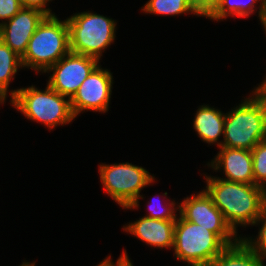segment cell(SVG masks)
<instances>
[{"label": "cell", "mask_w": 266, "mask_h": 266, "mask_svg": "<svg viewBox=\"0 0 266 266\" xmlns=\"http://www.w3.org/2000/svg\"><path fill=\"white\" fill-rule=\"evenodd\" d=\"M98 171L103 190L123 210L138 209L140 198L145 199L142 189L157 181L145 167L129 162L100 163Z\"/></svg>", "instance_id": "5"}, {"label": "cell", "mask_w": 266, "mask_h": 266, "mask_svg": "<svg viewBox=\"0 0 266 266\" xmlns=\"http://www.w3.org/2000/svg\"><path fill=\"white\" fill-rule=\"evenodd\" d=\"M111 258H112L111 255L105 257L104 260H102L96 266H113L116 262H113V260Z\"/></svg>", "instance_id": "27"}, {"label": "cell", "mask_w": 266, "mask_h": 266, "mask_svg": "<svg viewBox=\"0 0 266 266\" xmlns=\"http://www.w3.org/2000/svg\"><path fill=\"white\" fill-rule=\"evenodd\" d=\"M197 108L193 119V129L201 141L210 146L217 145L220 148L222 146L220 138L224 133L226 113L208 104L200 105Z\"/></svg>", "instance_id": "14"}, {"label": "cell", "mask_w": 266, "mask_h": 266, "mask_svg": "<svg viewBox=\"0 0 266 266\" xmlns=\"http://www.w3.org/2000/svg\"><path fill=\"white\" fill-rule=\"evenodd\" d=\"M99 64L100 61L94 57L70 51L44 72L50 73L46 84L59 94L71 99Z\"/></svg>", "instance_id": "9"}, {"label": "cell", "mask_w": 266, "mask_h": 266, "mask_svg": "<svg viewBox=\"0 0 266 266\" xmlns=\"http://www.w3.org/2000/svg\"><path fill=\"white\" fill-rule=\"evenodd\" d=\"M176 220H158L145 216L128 222L122 229L155 249H172Z\"/></svg>", "instance_id": "13"}, {"label": "cell", "mask_w": 266, "mask_h": 266, "mask_svg": "<svg viewBox=\"0 0 266 266\" xmlns=\"http://www.w3.org/2000/svg\"><path fill=\"white\" fill-rule=\"evenodd\" d=\"M53 0H20L22 8H35L41 10L47 16H54L55 13L52 12L51 8L48 7Z\"/></svg>", "instance_id": "23"}, {"label": "cell", "mask_w": 266, "mask_h": 266, "mask_svg": "<svg viewBox=\"0 0 266 266\" xmlns=\"http://www.w3.org/2000/svg\"><path fill=\"white\" fill-rule=\"evenodd\" d=\"M221 147L252 150L266 140V101L253 89L226 113Z\"/></svg>", "instance_id": "3"}, {"label": "cell", "mask_w": 266, "mask_h": 266, "mask_svg": "<svg viewBox=\"0 0 266 266\" xmlns=\"http://www.w3.org/2000/svg\"><path fill=\"white\" fill-rule=\"evenodd\" d=\"M258 227V235L243 236L241 239L264 261H266V205L262 211L261 217L253 224ZM255 237V238H254Z\"/></svg>", "instance_id": "21"}, {"label": "cell", "mask_w": 266, "mask_h": 266, "mask_svg": "<svg viewBox=\"0 0 266 266\" xmlns=\"http://www.w3.org/2000/svg\"><path fill=\"white\" fill-rule=\"evenodd\" d=\"M8 95L0 88V105L4 104Z\"/></svg>", "instance_id": "28"}, {"label": "cell", "mask_w": 266, "mask_h": 266, "mask_svg": "<svg viewBox=\"0 0 266 266\" xmlns=\"http://www.w3.org/2000/svg\"><path fill=\"white\" fill-rule=\"evenodd\" d=\"M261 26L263 27L265 34H266V14H265L263 20L261 21Z\"/></svg>", "instance_id": "30"}, {"label": "cell", "mask_w": 266, "mask_h": 266, "mask_svg": "<svg viewBox=\"0 0 266 266\" xmlns=\"http://www.w3.org/2000/svg\"><path fill=\"white\" fill-rule=\"evenodd\" d=\"M46 16L35 8H21L9 21L0 25V39L22 58L37 26Z\"/></svg>", "instance_id": "11"}, {"label": "cell", "mask_w": 266, "mask_h": 266, "mask_svg": "<svg viewBox=\"0 0 266 266\" xmlns=\"http://www.w3.org/2000/svg\"><path fill=\"white\" fill-rule=\"evenodd\" d=\"M21 8L20 0H0V25L9 21Z\"/></svg>", "instance_id": "22"}, {"label": "cell", "mask_w": 266, "mask_h": 266, "mask_svg": "<svg viewBox=\"0 0 266 266\" xmlns=\"http://www.w3.org/2000/svg\"><path fill=\"white\" fill-rule=\"evenodd\" d=\"M179 215L187 221L203 226L215 233L227 246L235 244L242 236L236 235L203 189L187 196L179 203Z\"/></svg>", "instance_id": "8"}, {"label": "cell", "mask_w": 266, "mask_h": 266, "mask_svg": "<svg viewBox=\"0 0 266 266\" xmlns=\"http://www.w3.org/2000/svg\"><path fill=\"white\" fill-rule=\"evenodd\" d=\"M195 5L205 15L218 0H193Z\"/></svg>", "instance_id": "24"}, {"label": "cell", "mask_w": 266, "mask_h": 266, "mask_svg": "<svg viewBox=\"0 0 266 266\" xmlns=\"http://www.w3.org/2000/svg\"><path fill=\"white\" fill-rule=\"evenodd\" d=\"M98 65L80 85L70 99L71 109L77 118L82 112L106 113L109 111L113 88V73Z\"/></svg>", "instance_id": "10"}, {"label": "cell", "mask_w": 266, "mask_h": 266, "mask_svg": "<svg viewBox=\"0 0 266 266\" xmlns=\"http://www.w3.org/2000/svg\"><path fill=\"white\" fill-rule=\"evenodd\" d=\"M141 11L145 14L178 16V15H196L204 17V14L195 5L193 0H148Z\"/></svg>", "instance_id": "17"}, {"label": "cell", "mask_w": 266, "mask_h": 266, "mask_svg": "<svg viewBox=\"0 0 266 266\" xmlns=\"http://www.w3.org/2000/svg\"><path fill=\"white\" fill-rule=\"evenodd\" d=\"M254 185L266 191V140L259 142L252 150Z\"/></svg>", "instance_id": "20"}, {"label": "cell", "mask_w": 266, "mask_h": 266, "mask_svg": "<svg viewBox=\"0 0 266 266\" xmlns=\"http://www.w3.org/2000/svg\"><path fill=\"white\" fill-rule=\"evenodd\" d=\"M11 107L33 122H40L48 129L71 124L76 118L67 96L59 94L48 84L44 90L31 85L9 91Z\"/></svg>", "instance_id": "2"}, {"label": "cell", "mask_w": 266, "mask_h": 266, "mask_svg": "<svg viewBox=\"0 0 266 266\" xmlns=\"http://www.w3.org/2000/svg\"><path fill=\"white\" fill-rule=\"evenodd\" d=\"M70 51L102 60L103 52L114 43L117 22L92 11L73 13L66 18Z\"/></svg>", "instance_id": "6"}, {"label": "cell", "mask_w": 266, "mask_h": 266, "mask_svg": "<svg viewBox=\"0 0 266 266\" xmlns=\"http://www.w3.org/2000/svg\"><path fill=\"white\" fill-rule=\"evenodd\" d=\"M204 179V190L236 235L238 227L253 226L261 217L266 205V191L262 187L231 182L206 174Z\"/></svg>", "instance_id": "1"}, {"label": "cell", "mask_w": 266, "mask_h": 266, "mask_svg": "<svg viewBox=\"0 0 266 266\" xmlns=\"http://www.w3.org/2000/svg\"><path fill=\"white\" fill-rule=\"evenodd\" d=\"M70 52L69 27L66 19L46 16L37 26L21 58L24 69L43 73Z\"/></svg>", "instance_id": "4"}, {"label": "cell", "mask_w": 266, "mask_h": 266, "mask_svg": "<svg viewBox=\"0 0 266 266\" xmlns=\"http://www.w3.org/2000/svg\"><path fill=\"white\" fill-rule=\"evenodd\" d=\"M23 69L21 57L0 39V88L9 96V85Z\"/></svg>", "instance_id": "18"}, {"label": "cell", "mask_w": 266, "mask_h": 266, "mask_svg": "<svg viewBox=\"0 0 266 266\" xmlns=\"http://www.w3.org/2000/svg\"><path fill=\"white\" fill-rule=\"evenodd\" d=\"M266 101V74L258 86L253 88Z\"/></svg>", "instance_id": "26"}, {"label": "cell", "mask_w": 266, "mask_h": 266, "mask_svg": "<svg viewBox=\"0 0 266 266\" xmlns=\"http://www.w3.org/2000/svg\"><path fill=\"white\" fill-rule=\"evenodd\" d=\"M213 160L207 163L211 170L221 172V179L246 184H254L251 150L220 147ZM219 170V171H218Z\"/></svg>", "instance_id": "12"}, {"label": "cell", "mask_w": 266, "mask_h": 266, "mask_svg": "<svg viewBox=\"0 0 266 266\" xmlns=\"http://www.w3.org/2000/svg\"><path fill=\"white\" fill-rule=\"evenodd\" d=\"M25 262H22V264H20L19 266H36V261L33 262H26V260H24Z\"/></svg>", "instance_id": "29"}, {"label": "cell", "mask_w": 266, "mask_h": 266, "mask_svg": "<svg viewBox=\"0 0 266 266\" xmlns=\"http://www.w3.org/2000/svg\"><path fill=\"white\" fill-rule=\"evenodd\" d=\"M266 262L241 238L227 246L207 266H266Z\"/></svg>", "instance_id": "16"}, {"label": "cell", "mask_w": 266, "mask_h": 266, "mask_svg": "<svg viewBox=\"0 0 266 266\" xmlns=\"http://www.w3.org/2000/svg\"><path fill=\"white\" fill-rule=\"evenodd\" d=\"M227 245L213 232L178 215L173 252L186 266H207Z\"/></svg>", "instance_id": "7"}, {"label": "cell", "mask_w": 266, "mask_h": 266, "mask_svg": "<svg viewBox=\"0 0 266 266\" xmlns=\"http://www.w3.org/2000/svg\"><path fill=\"white\" fill-rule=\"evenodd\" d=\"M168 193L165 192L162 194V199L164 198V204H160L157 198V201L155 200V196L149 201H147V212L148 214H145V217L147 218H152V219H158V220H176L179 213V203L172 199L169 200L168 198ZM159 197V195H158ZM166 201V202H165ZM168 201V202H167ZM159 204H158V203ZM161 202V201H160Z\"/></svg>", "instance_id": "19"}, {"label": "cell", "mask_w": 266, "mask_h": 266, "mask_svg": "<svg viewBox=\"0 0 266 266\" xmlns=\"http://www.w3.org/2000/svg\"><path fill=\"white\" fill-rule=\"evenodd\" d=\"M255 13L261 23L266 14V0H218L204 17L218 22L234 16L248 18Z\"/></svg>", "instance_id": "15"}, {"label": "cell", "mask_w": 266, "mask_h": 266, "mask_svg": "<svg viewBox=\"0 0 266 266\" xmlns=\"http://www.w3.org/2000/svg\"><path fill=\"white\" fill-rule=\"evenodd\" d=\"M125 248L113 266H134Z\"/></svg>", "instance_id": "25"}]
</instances>
